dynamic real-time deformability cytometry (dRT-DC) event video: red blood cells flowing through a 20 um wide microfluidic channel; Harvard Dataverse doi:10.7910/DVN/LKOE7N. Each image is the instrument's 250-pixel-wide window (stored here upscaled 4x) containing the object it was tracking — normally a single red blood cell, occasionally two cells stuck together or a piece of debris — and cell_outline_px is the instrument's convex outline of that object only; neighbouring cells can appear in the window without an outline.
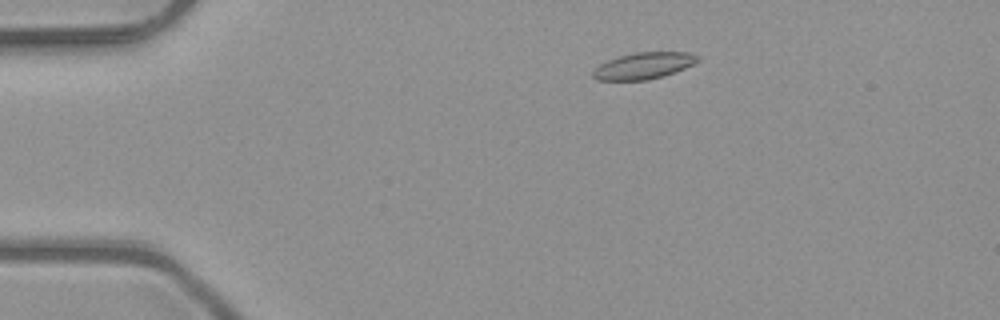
{"species": "common noctule bat (a hibernating species)", "species_latin": "Nyctalus noctula", "temperature_condition": "room temperature", "stored_images_in_passage": 3, "camera_frame_rate_fps": 3000, "um_per_image_px": 0.085, "animal": {"sex": "male", "body_mass_g": 23.1, "forearm_length_mm": 52.7}, "frame": {"image": 1, "passage_image": 2, "time_ms": 0.333, "image_size_px": [1000, 320], "cell_outline_px": [[700, 60], [676, 72], [664, 76], [648, 80], [596, 80], [592, 76], [592, 72], [600, 64], [608, 60], [620, 56], [636, 52], [692, 52], [700, 56]], "centroid_in_image_um": [54.74, 5.59], "position_along_channel_um": 30.3, "area_um2": 16.24}}